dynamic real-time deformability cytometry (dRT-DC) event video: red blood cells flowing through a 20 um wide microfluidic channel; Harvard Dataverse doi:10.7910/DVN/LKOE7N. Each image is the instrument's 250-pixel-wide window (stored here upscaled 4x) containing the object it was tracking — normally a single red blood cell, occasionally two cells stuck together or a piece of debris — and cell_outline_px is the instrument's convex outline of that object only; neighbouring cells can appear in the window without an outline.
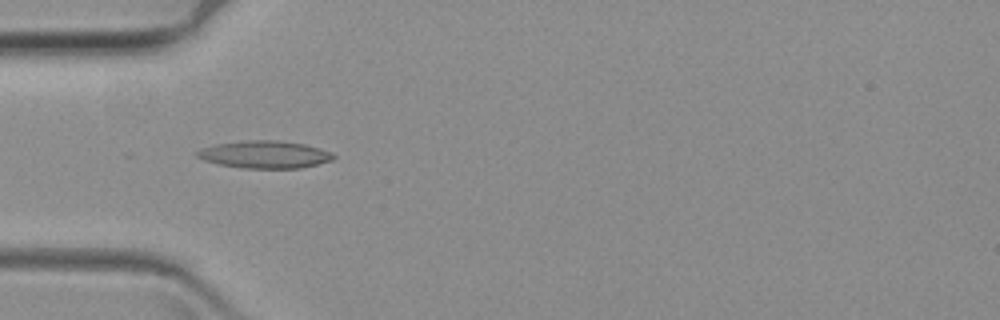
{"species": "common noctule bat (a hibernating species)", "species_latin": "Nyctalus noctula", "temperature_condition": "warm", "stored_images_in_passage": 34, "camera_frame_rate_fps": 3000, "um_per_image_px": 0.085, "animal": {"sex": "female", "body_mass_g": 19.3, "forearm_length_mm": 54.1}, "frame": {"image": 1, "passage_image": 20, "time_ms": 6.333, "image_size_px": [1000, 320], "cell_outline_px": [[336, 156], [332, 160], [300, 168], [240, 168], [220, 164], [204, 160], [196, 156], [196, 152], [200, 148], [216, 144], [248, 140], [276, 140], [304, 144], [320, 148], [332, 152]], "centroid_in_image_um": [22.5, 13.13], "position_along_channel_um": 62.5, "area_um2": 21.73}}
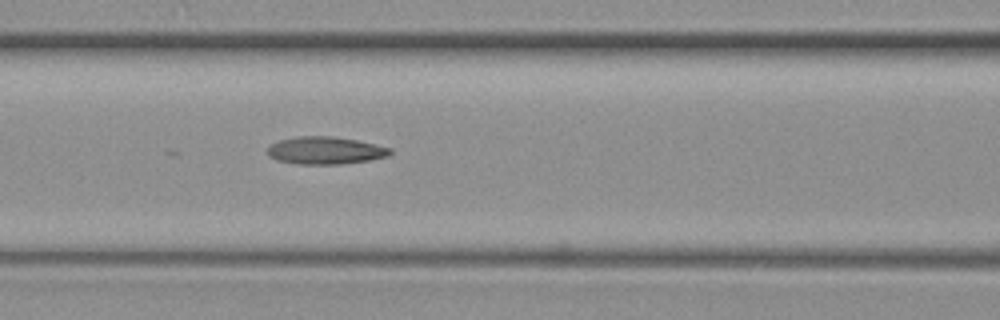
{"frame": {"image": 2, "passage_image": 27, "time_ms": 8.667, "image_size_px": [1000, 320], "cell_outline_px": [[392, 152], [388, 156], [368, 160], [340, 164], [296, 164], [276, 160], [268, 156], [268, 148], [272, 144], [280, 140], [300, 136], [332, 136], [356, 140], [392, 148]], "centroid_in_image_um": [27.65, 12.79], "position_along_channel_um": 139.0, "area_um2": 19.54}}
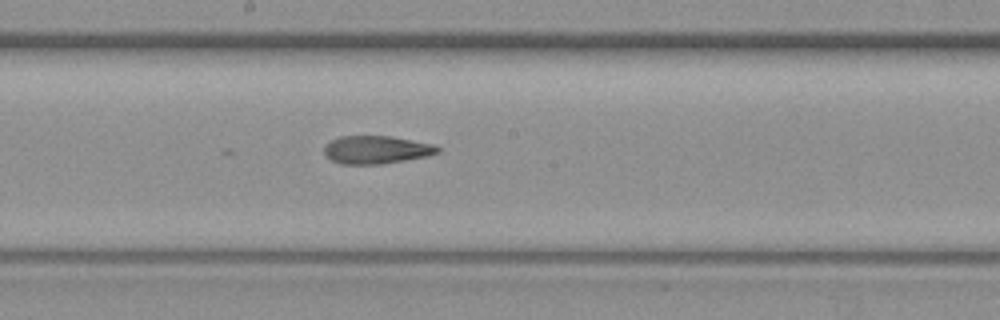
{"frame": {"image": 3, "passage_image": 34, "time_ms": 11.0, "image_size_px": [1000, 320], "cell_outline_px": [[440, 152], [428, 156], [380, 164], [340, 164], [332, 160], [324, 152], [324, 144], [340, 136], [388, 136], [432, 144], [440, 148]], "centroid_in_image_um": [31.97, 12.73], "position_along_channel_um": 216.2, "area_um2": 18.32}}